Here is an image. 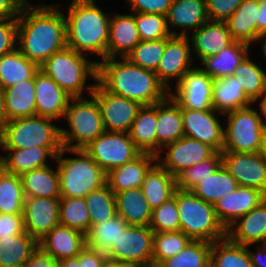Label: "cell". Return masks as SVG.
Wrapping results in <instances>:
<instances>
[{
	"label": "cell",
	"mask_w": 266,
	"mask_h": 267,
	"mask_svg": "<svg viewBox=\"0 0 266 267\" xmlns=\"http://www.w3.org/2000/svg\"><path fill=\"white\" fill-rule=\"evenodd\" d=\"M57 6L24 5L17 18V49L38 66L67 47L66 19Z\"/></svg>",
	"instance_id": "1"
},
{
	"label": "cell",
	"mask_w": 266,
	"mask_h": 267,
	"mask_svg": "<svg viewBox=\"0 0 266 267\" xmlns=\"http://www.w3.org/2000/svg\"><path fill=\"white\" fill-rule=\"evenodd\" d=\"M106 91L154 105L165 100L170 91L159 81L155 72L136 66L126 58H105L97 62V81Z\"/></svg>",
	"instance_id": "2"
},
{
	"label": "cell",
	"mask_w": 266,
	"mask_h": 267,
	"mask_svg": "<svg viewBox=\"0 0 266 267\" xmlns=\"http://www.w3.org/2000/svg\"><path fill=\"white\" fill-rule=\"evenodd\" d=\"M67 47L83 54L107 58L110 13L96 5L95 0H72L67 7Z\"/></svg>",
	"instance_id": "3"
},
{
	"label": "cell",
	"mask_w": 266,
	"mask_h": 267,
	"mask_svg": "<svg viewBox=\"0 0 266 267\" xmlns=\"http://www.w3.org/2000/svg\"><path fill=\"white\" fill-rule=\"evenodd\" d=\"M86 56L66 47L53 53L39 66V69L50 76L71 97H82L86 92L90 95L93 93L95 84L85 83L89 76L97 81L98 61H91Z\"/></svg>",
	"instance_id": "4"
},
{
	"label": "cell",
	"mask_w": 266,
	"mask_h": 267,
	"mask_svg": "<svg viewBox=\"0 0 266 267\" xmlns=\"http://www.w3.org/2000/svg\"><path fill=\"white\" fill-rule=\"evenodd\" d=\"M68 151L77 157L64 158ZM56 160L61 197L84 198L92 190L106 184L107 173L84 149L72 150L62 147Z\"/></svg>",
	"instance_id": "5"
},
{
	"label": "cell",
	"mask_w": 266,
	"mask_h": 267,
	"mask_svg": "<svg viewBox=\"0 0 266 267\" xmlns=\"http://www.w3.org/2000/svg\"><path fill=\"white\" fill-rule=\"evenodd\" d=\"M180 230L191 240L213 243L226 237V230L218 221L214 206L197 197L192 191L176 189Z\"/></svg>",
	"instance_id": "6"
},
{
	"label": "cell",
	"mask_w": 266,
	"mask_h": 267,
	"mask_svg": "<svg viewBox=\"0 0 266 267\" xmlns=\"http://www.w3.org/2000/svg\"><path fill=\"white\" fill-rule=\"evenodd\" d=\"M90 98L72 97L69 101L64 115L69 129L60 128L62 147L84 149L105 131L97 99L93 94Z\"/></svg>",
	"instance_id": "7"
},
{
	"label": "cell",
	"mask_w": 266,
	"mask_h": 267,
	"mask_svg": "<svg viewBox=\"0 0 266 267\" xmlns=\"http://www.w3.org/2000/svg\"><path fill=\"white\" fill-rule=\"evenodd\" d=\"M52 121L37 115L8 121L0 132V148L62 147L61 127Z\"/></svg>",
	"instance_id": "8"
},
{
	"label": "cell",
	"mask_w": 266,
	"mask_h": 267,
	"mask_svg": "<svg viewBox=\"0 0 266 267\" xmlns=\"http://www.w3.org/2000/svg\"><path fill=\"white\" fill-rule=\"evenodd\" d=\"M227 126L224 128L222 152L257 153L261 148L262 121L257 109L251 105L224 114Z\"/></svg>",
	"instance_id": "9"
},
{
	"label": "cell",
	"mask_w": 266,
	"mask_h": 267,
	"mask_svg": "<svg viewBox=\"0 0 266 267\" xmlns=\"http://www.w3.org/2000/svg\"><path fill=\"white\" fill-rule=\"evenodd\" d=\"M154 232L149 226L129 225L105 253L112 262L149 267L152 265Z\"/></svg>",
	"instance_id": "10"
},
{
	"label": "cell",
	"mask_w": 266,
	"mask_h": 267,
	"mask_svg": "<svg viewBox=\"0 0 266 267\" xmlns=\"http://www.w3.org/2000/svg\"><path fill=\"white\" fill-rule=\"evenodd\" d=\"M84 150L106 173L134 160L142 153L131 140L129 133L106 130Z\"/></svg>",
	"instance_id": "11"
},
{
	"label": "cell",
	"mask_w": 266,
	"mask_h": 267,
	"mask_svg": "<svg viewBox=\"0 0 266 267\" xmlns=\"http://www.w3.org/2000/svg\"><path fill=\"white\" fill-rule=\"evenodd\" d=\"M98 102L106 131L129 133L142 105L134 100L106 91L98 82L92 93Z\"/></svg>",
	"instance_id": "12"
},
{
	"label": "cell",
	"mask_w": 266,
	"mask_h": 267,
	"mask_svg": "<svg viewBox=\"0 0 266 267\" xmlns=\"http://www.w3.org/2000/svg\"><path fill=\"white\" fill-rule=\"evenodd\" d=\"M221 158L239 186L254 188L266 196V158L260 152H221Z\"/></svg>",
	"instance_id": "13"
},
{
	"label": "cell",
	"mask_w": 266,
	"mask_h": 267,
	"mask_svg": "<svg viewBox=\"0 0 266 267\" xmlns=\"http://www.w3.org/2000/svg\"><path fill=\"white\" fill-rule=\"evenodd\" d=\"M165 148L168 149L166 156L158 154L156 162L174 177L184 169L209 159L216 152L209 145L185 136L164 146L161 152Z\"/></svg>",
	"instance_id": "14"
},
{
	"label": "cell",
	"mask_w": 266,
	"mask_h": 267,
	"mask_svg": "<svg viewBox=\"0 0 266 267\" xmlns=\"http://www.w3.org/2000/svg\"><path fill=\"white\" fill-rule=\"evenodd\" d=\"M213 80L199 66L192 67L174 87L175 92L170 91V95L181 108L190 110L213 109Z\"/></svg>",
	"instance_id": "15"
},
{
	"label": "cell",
	"mask_w": 266,
	"mask_h": 267,
	"mask_svg": "<svg viewBox=\"0 0 266 267\" xmlns=\"http://www.w3.org/2000/svg\"><path fill=\"white\" fill-rule=\"evenodd\" d=\"M193 59L188 36H170L166 38V48L155 74L166 89L170 91L171 84L169 80L176 78L174 83L176 86L185 73L192 68Z\"/></svg>",
	"instance_id": "16"
},
{
	"label": "cell",
	"mask_w": 266,
	"mask_h": 267,
	"mask_svg": "<svg viewBox=\"0 0 266 267\" xmlns=\"http://www.w3.org/2000/svg\"><path fill=\"white\" fill-rule=\"evenodd\" d=\"M217 111L207 110H190L181 108L184 136L199 140L212 147L216 152H222L224 144V126L215 116Z\"/></svg>",
	"instance_id": "17"
},
{
	"label": "cell",
	"mask_w": 266,
	"mask_h": 267,
	"mask_svg": "<svg viewBox=\"0 0 266 267\" xmlns=\"http://www.w3.org/2000/svg\"><path fill=\"white\" fill-rule=\"evenodd\" d=\"M60 198L25 197V231L38 242L59 225Z\"/></svg>",
	"instance_id": "18"
},
{
	"label": "cell",
	"mask_w": 266,
	"mask_h": 267,
	"mask_svg": "<svg viewBox=\"0 0 266 267\" xmlns=\"http://www.w3.org/2000/svg\"><path fill=\"white\" fill-rule=\"evenodd\" d=\"M265 199L266 196L261 191L239 186L234 192L220 198L213 206L218 221L227 230Z\"/></svg>",
	"instance_id": "19"
},
{
	"label": "cell",
	"mask_w": 266,
	"mask_h": 267,
	"mask_svg": "<svg viewBox=\"0 0 266 267\" xmlns=\"http://www.w3.org/2000/svg\"><path fill=\"white\" fill-rule=\"evenodd\" d=\"M71 98L50 76L40 69L36 72L35 108L37 116L53 120L64 118Z\"/></svg>",
	"instance_id": "20"
},
{
	"label": "cell",
	"mask_w": 266,
	"mask_h": 267,
	"mask_svg": "<svg viewBox=\"0 0 266 267\" xmlns=\"http://www.w3.org/2000/svg\"><path fill=\"white\" fill-rule=\"evenodd\" d=\"M166 20L172 36H189L188 31H196L209 20L206 0H173ZM171 27L180 28L179 34Z\"/></svg>",
	"instance_id": "21"
},
{
	"label": "cell",
	"mask_w": 266,
	"mask_h": 267,
	"mask_svg": "<svg viewBox=\"0 0 266 267\" xmlns=\"http://www.w3.org/2000/svg\"><path fill=\"white\" fill-rule=\"evenodd\" d=\"M188 39L193 48L192 53H195L200 62L216 55L233 42L226 22L217 20H208L192 32Z\"/></svg>",
	"instance_id": "22"
},
{
	"label": "cell",
	"mask_w": 266,
	"mask_h": 267,
	"mask_svg": "<svg viewBox=\"0 0 266 267\" xmlns=\"http://www.w3.org/2000/svg\"><path fill=\"white\" fill-rule=\"evenodd\" d=\"M141 41L136 27L135 13L110 17L107 58H126Z\"/></svg>",
	"instance_id": "23"
},
{
	"label": "cell",
	"mask_w": 266,
	"mask_h": 267,
	"mask_svg": "<svg viewBox=\"0 0 266 267\" xmlns=\"http://www.w3.org/2000/svg\"><path fill=\"white\" fill-rule=\"evenodd\" d=\"M9 151L0 155V167L11 174L21 175L33 169L45 167L47 159L56 160L62 147H30L24 149H3Z\"/></svg>",
	"instance_id": "24"
},
{
	"label": "cell",
	"mask_w": 266,
	"mask_h": 267,
	"mask_svg": "<svg viewBox=\"0 0 266 267\" xmlns=\"http://www.w3.org/2000/svg\"><path fill=\"white\" fill-rule=\"evenodd\" d=\"M39 246L59 261L78 256L86 247V237L81 231L58 225L39 241Z\"/></svg>",
	"instance_id": "25"
},
{
	"label": "cell",
	"mask_w": 266,
	"mask_h": 267,
	"mask_svg": "<svg viewBox=\"0 0 266 267\" xmlns=\"http://www.w3.org/2000/svg\"><path fill=\"white\" fill-rule=\"evenodd\" d=\"M226 236L244 246L266 242V199L233 223Z\"/></svg>",
	"instance_id": "26"
},
{
	"label": "cell",
	"mask_w": 266,
	"mask_h": 267,
	"mask_svg": "<svg viewBox=\"0 0 266 267\" xmlns=\"http://www.w3.org/2000/svg\"><path fill=\"white\" fill-rule=\"evenodd\" d=\"M156 163V156L141 153L134 160L111 169L106 183L114 193L142 186L146 173Z\"/></svg>",
	"instance_id": "27"
},
{
	"label": "cell",
	"mask_w": 266,
	"mask_h": 267,
	"mask_svg": "<svg viewBox=\"0 0 266 267\" xmlns=\"http://www.w3.org/2000/svg\"><path fill=\"white\" fill-rule=\"evenodd\" d=\"M157 155L161 149L184 136L180 105L169 95L157 103Z\"/></svg>",
	"instance_id": "28"
},
{
	"label": "cell",
	"mask_w": 266,
	"mask_h": 267,
	"mask_svg": "<svg viewBox=\"0 0 266 267\" xmlns=\"http://www.w3.org/2000/svg\"><path fill=\"white\" fill-rule=\"evenodd\" d=\"M260 0H243L236 11L225 21L231 38L249 46L257 40L258 10Z\"/></svg>",
	"instance_id": "29"
},
{
	"label": "cell",
	"mask_w": 266,
	"mask_h": 267,
	"mask_svg": "<svg viewBox=\"0 0 266 267\" xmlns=\"http://www.w3.org/2000/svg\"><path fill=\"white\" fill-rule=\"evenodd\" d=\"M252 103L233 75L213 80L212 105L220 116Z\"/></svg>",
	"instance_id": "30"
},
{
	"label": "cell",
	"mask_w": 266,
	"mask_h": 267,
	"mask_svg": "<svg viewBox=\"0 0 266 267\" xmlns=\"http://www.w3.org/2000/svg\"><path fill=\"white\" fill-rule=\"evenodd\" d=\"M3 90L8 121L36 115L35 75Z\"/></svg>",
	"instance_id": "31"
},
{
	"label": "cell",
	"mask_w": 266,
	"mask_h": 267,
	"mask_svg": "<svg viewBox=\"0 0 266 267\" xmlns=\"http://www.w3.org/2000/svg\"><path fill=\"white\" fill-rule=\"evenodd\" d=\"M157 103L143 105L135 117L129 135L136 147L142 153L157 156Z\"/></svg>",
	"instance_id": "32"
},
{
	"label": "cell",
	"mask_w": 266,
	"mask_h": 267,
	"mask_svg": "<svg viewBox=\"0 0 266 267\" xmlns=\"http://www.w3.org/2000/svg\"><path fill=\"white\" fill-rule=\"evenodd\" d=\"M117 214L128 225L149 226L152 209L144 198L141 187L115 193Z\"/></svg>",
	"instance_id": "33"
},
{
	"label": "cell",
	"mask_w": 266,
	"mask_h": 267,
	"mask_svg": "<svg viewBox=\"0 0 266 267\" xmlns=\"http://www.w3.org/2000/svg\"><path fill=\"white\" fill-rule=\"evenodd\" d=\"M249 45L233 41L214 56L201 61L200 68L212 79L231 76L241 61L249 54Z\"/></svg>",
	"instance_id": "34"
},
{
	"label": "cell",
	"mask_w": 266,
	"mask_h": 267,
	"mask_svg": "<svg viewBox=\"0 0 266 267\" xmlns=\"http://www.w3.org/2000/svg\"><path fill=\"white\" fill-rule=\"evenodd\" d=\"M141 189L153 210L174 196L176 179L156 162L146 173Z\"/></svg>",
	"instance_id": "35"
},
{
	"label": "cell",
	"mask_w": 266,
	"mask_h": 267,
	"mask_svg": "<svg viewBox=\"0 0 266 267\" xmlns=\"http://www.w3.org/2000/svg\"><path fill=\"white\" fill-rule=\"evenodd\" d=\"M25 197L61 198L57 169L49 165L20 175Z\"/></svg>",
	"instance_id": "36"
},
{
	"label": "cell",
	"mask_w": 266,
	"mask_h": 267,
	"mask_svg": "<svg viewBox=\"0 0 266 267\" xmlns=\"http://www.w3.org/2000/svg\"><path fill=\"white\" fill-rule=\"evenodd\" d=\"M38 70L39 66L16 48L0 57V87L9 88L20 81L31 79Z\"/></svg>",
	"instance_id": "37"
},
{
	"label": "cell",
	"mask_w": 266,
	"mask_h": 267,
	"mask_svg": "<svg viewBox=\"0 0 266 267\" xmlns=\"http://www.w3.org/2000/svg\"><path fill=\"white\" fill-rule=\"evenodd\" d=\"M39 242L27 232L0 240V267H23Z\"/></svg>",
	"instance_id": "38"
},
{
	"label": "cell",
	"mask_w": 266,
	"mask_h": 267,
	"mask_svg": "<svg viewBox=\"0 0 266 267\" xmlns=\"http://www.w3.org/2000/svg\"><path fill=\"white\" fill-rule=\"evenodd\" d=\"M238 187L235 178L221 165L191 191L203 201L214 205L220 198L234 192Z\"/></svg>",
	"instance_id": "39"
},
{
	"label": "cell",
	"mask_w": 266,
	"mask_h": 267,
	"mask_svg": "<svg viewBox=\"0 0 266 267\" xmlns=\"http://www.w3.org/2000/svg\"><path fill=\"white\" fill-rule=\"evenodd\" d=\"M128 226L118 214L107 221L91 225L85 234L86 246L106 253Z\"/></svg>",
	"instance_id": "40"
},
{
	"label": "cell",
	"mask_w": 266,
	"mask_h": 267,
	"mask_svg": "<svg viewBox=\"0 0 266 267\" xmlns=\"http://www.w3.org/2000/svg\"><path fill=\"white\" fill-rule=\"evenodd\" d=\"M210 267H253L248 248L227 236L211 243Z\"/></svg>",
	"instance_id": "41"
},
{
	"label": "cell",
	"mask_w": 266,
	"mask_h": 267,
	"mask_svg": "<svg viewBox=\"0 0 266 267\" xmlns=\"http://www.w3.org/2000/svg\"><path fill=\"white\" fill-rule=\"evenodd\" d=\"M247 55L233 72L246 96L253 102L266 92V72Z\"/></svg>",
	"instance_id": "42"
},
{
	"label": "cell",
	"mask_w": 266,
	"mask_h": 267,
	"mask_svg": "<svg viewBox=\"0 0 266 267\" xmlns=\"http://www.w3.org/2000/svg\"><path fill=\"white\" fill-rule=\"evenodd\" d=\"M24 201L20 176L0 167V213L23 214Z\"/></svg>",
	"instance_id": "43"
},
{
	"label": "cell",
	"mask_w": 266,
	"mask_h": 267,
	"mask_svg": "<svg viewBox=\"0 0 266 267\" xmlns=\"http://www.w3.org/2000/svg\"><path fill=\"white\" fill-rule=\"evenodd\" d=\"M91 225L102 223L117 215L115 193L107 185L92 190L85 197Z\"/></svg>",
	"instance_id": "44"
},
{
	"label": "cell",
	"mask_w": 266,
	"mask_h": 267,
	"mask_svg": "<svg viewBox=\"0 0 266 267\" xmlns=\"http://www.w3.org/2000/svg\"><path fill=\"white\" fill-rule=\"evenodd\" d=\"M211 243L191 240L177 255L163 261L159 267H210Z\"/></svg>",
	"instance_id": "45"
},
{
	"label": "cell",
	"mask_w": 266,
	"mask_h": 267,
	"mask_svg": "<svg viewBox=\"0 0 266 267\" xmlns=\"http://www.w3.org/2000/svg\"><path fill=\"white\" fill-rule=\"evenodd\" d=\"M59 225L76 229L86 234L91 222L84 198L61 197Z\"/></svg>",
	"instance_id": "46"
},
{
	"label": "cell",
	"mask_w": 266,
	"mask_h": 267,
	"mask_svg": "<svg viewBox=\"0 0 266 267\" xmlns=\"http://www.w3.org/2000/svg\"><path fill=\"white\" fill-rule=\"evenodd\" d=\"M190 241L181 230L154 233L152 265L159 266L163 261L177 255Z\"/></svg>",
	"instance_id": "47"
},
{
	"label": "cell",
	"mask_w": 266,
	"mask_h": 267,
	"mask_svg": "<svg viewBox=\"0 0 266 267\" xmlns=\"http://www.w3.org/2000/svg\"><path fill=\"white\" fill-rule=\"evenodd\" d=\"M222 165L221 152L209 159L184 169L176 177V189L191 191L201 180L213 174Z\"/></svg>",
	"instance_id": "48"
},
{
	"label": "cell",
	"mask_w": 266,
	"mask_h": 267,
	"mask_svg": "<svg viewBox=\"0 0 266 267\" xmlns=\"http://www.w3.org/2000/svg\"><path fill=\"white\" fill-rule=\"evenodd\" d=\"M166 48V38L140 41L126 56L131 63L155 72Z\"/></svg>",
	"instance_id": "49"
},
{
	"label": "cell",
	"mask_w": 266,
	"mask_h": 267,
	"mask_svg": "<svg viewBox=\"0 0 266 267\" xmlns=\"http://www.w3.org/2000/svg\"><path fill=\"white\" fill-rule=\"evenodd\" d=\"M149 227L154 233L180 230V220L175 196L152 210Z\"/></svg>",
	"instance_id": "50"
},
{
	"label": "cell",
	"mask_w": 266,
	"mask_h": 267,
	"mask_svg": "<svg viewBox=\"0 0 266 267\" xmlns=\"http://www.w3.org/2000/svg\"><path fill=\"white\" fill-rule=\"evenodd\" d=\"M135 22L142 41L159 40L172 36L164 15L135 13Z\"/></svg>",
	"instance_id": "51"
},
{
	"label": "cell",
	"mask_w": 266,
	"mask_h": 267,
	"mask_svg": "<svg viewBox=\"0 0 266 267\" xmlns=\"http://www.w3.org/2000/svg\"><path fill=\"white\" fill-rule=\"evenodd\" d=\"M17 18H4L0 21V57L17 48Z\"/></svg>",
	"instance_id": "52"
},
{
	"label": "cell",
	"mask_w": 266,
	"mask_h": 267,
	"mask_svg": "<svg viewBox=\"0 0 266 267\" xmlns=\"http://www.w3.org/2000/svg\"><path fill=\"white\" fill-rule=\"evenodd\" d=\"M243 0H206L209 20L226 21Z\"/></svg>",
	"instance_id": "53"
},
{
	"label": "cell",
	"mask_w": 266,
	"mask_h": 267,
	"mask_svg": "<svg viewBox=\"0 0 266 267\" xmlns=\"http://www.w3.org/2000/svg\"><path fill=\"white\" fill-rule=\"evenodd\" d=\"M132 13L161 14L166 16L173 0H126Z\"/></svg>",
	"instance_id": "54"
},
{
	"label": "cell",
	"mask_w": 266,
	"mask_h": 267,
	"mask_svg": "<svg viewBox=\"0 0 266 267\" xmlns=\"http://www.w3.org/2000/svg\"><path fill=\"white\" fill-rule=\"evenodd\" d=\"M25 232L23 214L0 213V240Z\"/></svg>",
	"instance_id": "55"
},
{
	"label": "cell",
	"mask_w": 266,
	"mask_h": 267,
	"mask_svg": "<svg viewBox=\"0 0 266 267\" xmlns=\"http://www.w3.org/2000/svg\"><path fill=\"white\" fill-rule=\"evenodd\" d=\"M108 261L104 252L85 247L79 254V263L81 267H104Z\"/></svg>",
	"instance_id": "56"
},
{
	"label": "cell",
	"mask_w": 266,
	"mask_h": 267,
	"mask_svg": "<svg viewBox=\"0 0 266 267\" xmlns=\"http://www.w3.org/2000/svg\"><path fill=\"white\" fill-rule=\"evenodd\" d=\"M23 267H57V261L38 246Z\"/></svg>",
	"instance_id": "57"
},
{
	"label": "cell",
	"mask_w": 266,
	"mask_h": 267,
	"mask_svg": "<svg viewBox=\"0 0 266 267\" xmlns=\"http://www.w3.org/2000/svg\"><path fill=\"white\" fill-rule=\"evenodd\" d=\"M22 7L19 0H0V17L18 18Z\"/></svg>",
	"instance_id": "58"
},
{
	"label": "cell",
	"mask_w": 266,
	"mask_h": 267,
	"mask_svg": "<svg viewBox=\"0 0 266 267\" xmlns=\"http://www.w3.org/2000/svg\"><path fill=\"white\" fill-rule=\"evenodd\" d=\"M250 246L252 245H247L246 247L248 248L253 267H266V258H264L266 255V242L261 243L259 249H257L254 253L252 252L253 250L249 249Z\"/></svg>",
	"instance_id": "59"
},
{
	"label": "cell",
	"mask_w": 266,
	"mask_h": 267,
	"mask_svg": "<svg viewBox=\"0 0 266 267\" xmlns=\"http://www.w3.org/2000/svg\"><path fill=\"white\" fill-rule=\"evenodd\" d=\"M257 24V39L266 36V0H260V6L258 10Z\"/></svg>",
	"instance_id": "60"
},
{
	"label": "cell",
	"mask_w": 266,
	"mask_h": 267,
	"mask_svg": "<svg viewBox=\"0 0 266 267\" xmlns=\"http://www.w3.org/2000/svg\"><path fill=\"white\" fill-rule=\"evenodd\" d=\"M7 122L8 119L5 111L4 90L0 87V132L4 129Z\"/></svg>",
	"instance_id": "61"
},
{
	"label": "cell",
	"mask_w": 266,
	"mask_h": 267,
	"mask_svg": "<svg viewBox=\"0 0 266 267\" xmlns=\"http://www.w3.org/2000/svg\"><path fill=\"white\" fill-rule=\"evenodd\" d=\"M260 98L262 100H260ZM257 100H260V102H259L260 104L258 105L260 111L258 112V115L262 121V125L266 126V92L264 94H262L259 98L255 99L253 101V103L255 104V102H257Z\"/></svg>",
	"instance_id": "62"
},
{
	"label": "cell",
	"mask_w": 266,
	"mask_h": 267,
	"mask_svg": "<svg viewBox=\"0 0 266 267\" xmlns=\"http://www.w3.org/2000/svg\"><path fill=\"white\" fill-rule=\"evenodd\" d=\"M57 267H81V263H79V255L57 261Z\"/></svg>",
	"instance_id": "63"
},
{
	"label": "cell",
	"mask_w": 266,
	"mask_h": 267,
	"mask_svg": "<svg viewBox=\"0 0 266 267\" xmlns=\"http://www.w3.org/2000/svg\"><path fill=\"white\" fill-rule=\"evenodd\" d=\"M266 158V126L262 129L261 148L259 151Z\"/></svg>",
	"instance_id": "64"
},
{
	"label": "cell",
	"mask_w": 266,
	"mask_h": 267,
	"mask_svg": "<svg viewBox=\"0 0 266 267\" xmlns=\"http://www.w3.org/2000/svg\"><path fill=\"white\" fill-rule=\"evenodd\" d=\"M104 267H139V266H135V265H129V264H122V263H116V262H112V261H107L105 263Z\"/></svg>",
	"instance_id": "65"
},
{
	"label": "cell",
	"mask_w": 266,
	"mask_h": 267,
	"mask_svg": "<svg viewBox=\"0 0 266 267\" xmlns=\"http://www.w3.org/2000/svg\"><path fill=\"white\" fill-rule=\"evenodd\" d=\"M262 40V52L264 54V57H266V36L264 37H260L259 39H257L255 42L261 41Z\"/></svg>",
	"instance_id": "66"
},
{
	"label": "cell",
	"mask_w": 266,
	"mask_h": 267,
	"mask_svg": "<svg viewBox=\"0 0 266 267\" xmlns=\"http://www.w3.org/2000/svg\"><path fill=\"white\" fill-rule=\"evenodd\" d=\"M20 1V3L24 6V5H30V1H28V0H19Z\"/></svg>",
	"instance_id": "67"
}]
</instances>
